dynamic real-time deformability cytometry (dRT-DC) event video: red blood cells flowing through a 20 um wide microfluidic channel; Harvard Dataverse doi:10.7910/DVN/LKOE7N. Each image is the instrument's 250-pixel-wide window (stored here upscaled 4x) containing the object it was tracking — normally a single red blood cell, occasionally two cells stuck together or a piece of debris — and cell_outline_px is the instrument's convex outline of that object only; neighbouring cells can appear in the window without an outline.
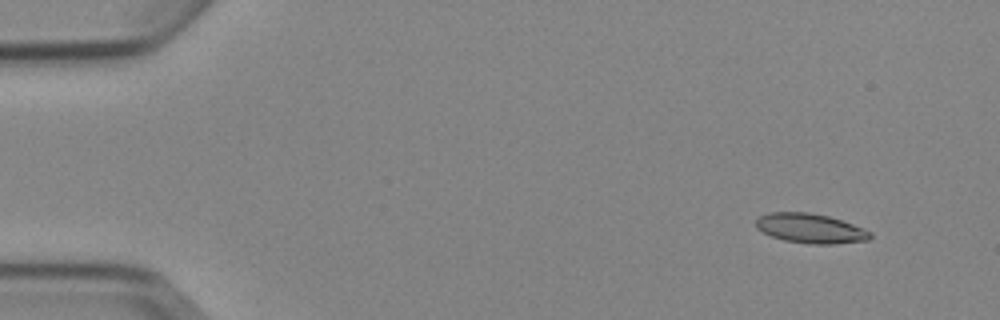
{"species": "Egyptian fruit bat (a non-hibernating species)", "species_latin": "Rousettus aegyptiacus", "temperature_condition": "cold", "stored_images_in_passage": 5, "camera_frame_rate_fps": 3000, "um_per_image_px": 0.085, "animal": {"sex": "female"}, "frame": {"image": 1, "passage_image": 2, "time_ms": 1.0, "image_size_px": [1000, 320], "cell_outline_px": [[872, 236], [868, 240], [832, 244], [812, 244], [784, 240], [772, 236], [756, 228], [756, 220], [760, 216], [768, 212], [808, 212], [828, 216], [852, 224], [872, 232]], "centroid_in_image_um": [68.88, 19.41], "position_along_channel_um": 16.1, "area_um2": 19.54}}
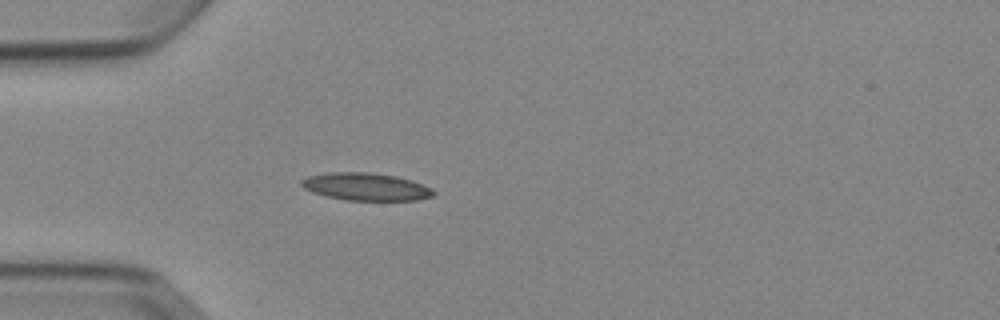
{"frame": {"image": 2, "passage_image": 5, "time_ms": 4.667, "image_size_px": [1000, 320], "cell_outline_px": [[436, 192], [432, 196], [416, 200], [348, 200], [328, 196], [312, 192], [304, 188], [300, 184], [300, 180], [308, 176], [328, 172], [368, 172], [396, 176], [412, 180], [432, 188]], "centroid_in_image_um": [31.1, 15.86], "position_along_channel_um": 53.9, "area_um2": 21.15}}